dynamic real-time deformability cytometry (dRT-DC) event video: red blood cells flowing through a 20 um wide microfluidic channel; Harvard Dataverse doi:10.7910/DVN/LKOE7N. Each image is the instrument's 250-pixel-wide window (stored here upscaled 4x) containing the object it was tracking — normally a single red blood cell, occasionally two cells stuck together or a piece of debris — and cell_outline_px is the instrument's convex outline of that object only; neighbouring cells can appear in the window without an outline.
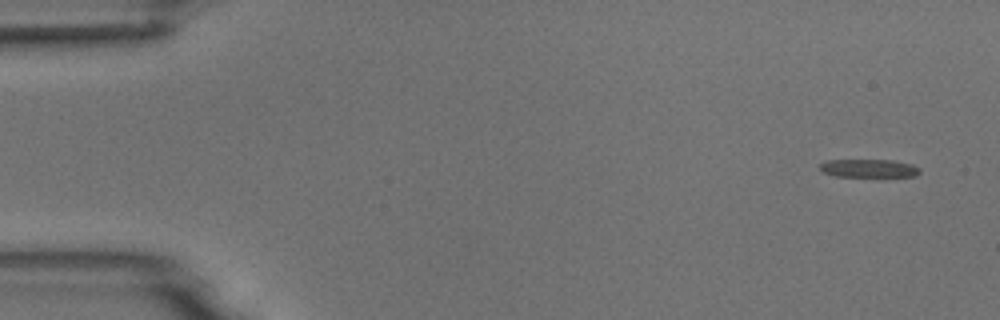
{"species": "common noctule bat (a hibernating species)", "species_latin": "Nyctalus noctula", "temperature_condition": "room temperature", "stored_images_in_passage": 3, "camera_frame_rate_fps": 3000, "um_per_image_px": 0.085, "animal": {"sex": "male", "body_mass_g": 18.8}, "frame": {"image": 1, "passage_image": 1, "time_ms": 0.0, "image_size_px": [1000, 320], "cell_outline_px": [[920, 172], [916, 176], [836, 176], [824, 172], [820, 168], [820, 164], [828, 160], [892, 160], [912, 164], [920, 168]], "centroid_in_image_um": [73.88, 14.3], "position_along_channel_um": 11.1, "area_um2": 10.4}}